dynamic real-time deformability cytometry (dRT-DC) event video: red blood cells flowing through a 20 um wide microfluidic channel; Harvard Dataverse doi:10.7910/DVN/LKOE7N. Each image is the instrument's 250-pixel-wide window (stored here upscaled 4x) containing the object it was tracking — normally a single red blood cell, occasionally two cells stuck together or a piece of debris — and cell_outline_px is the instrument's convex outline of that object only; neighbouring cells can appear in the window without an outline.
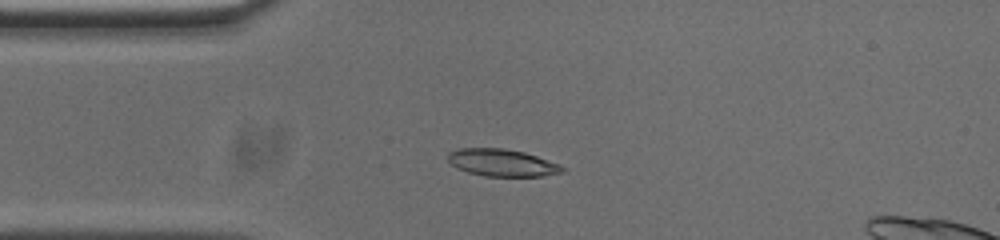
{"species": "common noctule bat (a hibernating species)", "species_latin": "Nyctalus noctula", "temperature_condition": "cold", "stored_images_in_passage": 29, "camera_frame_rate_fps": 3000, "um_per_image_px": 0.085, "animal": {"sex": "male", "body_mass_g": 20.0, "forearm_length_mm": 53.3}, "frame": {"image": 1, "passage_image": 2, "time_ms": 0.333, "image_size_px": [1000, 240], "cell_outline_px": [[564, 172], [540, 176], [484, 176], [468, 172], [456, 168], [448, 160], [448, 152], [460, 148], [504, 148], [524, 152], [560, 164], [564, 168]], "centroid_in_image_um": [42.66, 13.83], "position_along_channel_um": 42.3, "area_um2": 18.09}}
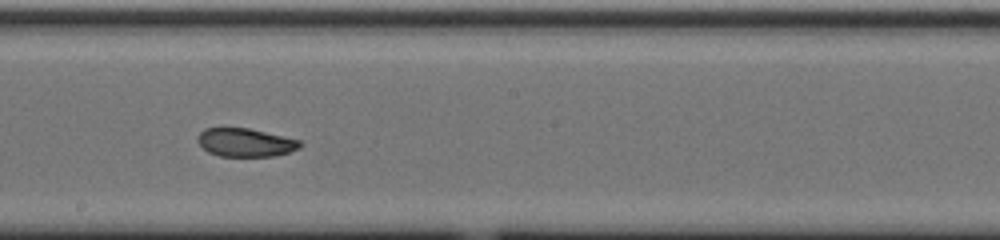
{"frame": {"image": 2, "passage_image": 18, "time_ms": 5.667, "image_size_px": [1000, 240], "cell_outline_px": [[304, 144], [300, 148], [288, 152], [272, 156], [220, 156], [208, 152], [196, 140], [196, 136], [204, 128], [248, 128], [300, 140]], "centroid_in_image_um": [20.85, 12.11], "position_along_channel_um": 227.4, "area_um2": 16.88}}
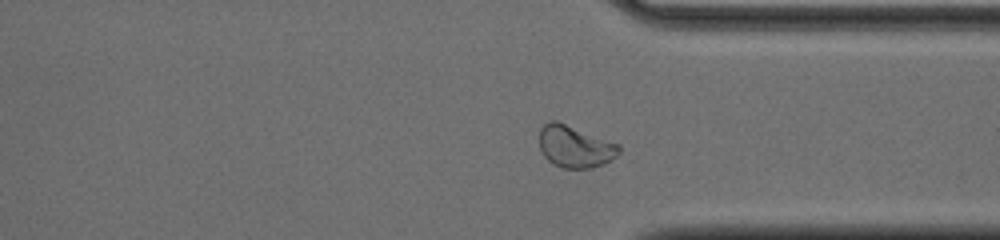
{"frame": {"image": 3, "passage_image": 29, "time_ms": 9.333, "image_size_px": [1000, 240], "cell_outline_px": [[620, 152], [616, 156], [604, 164], [588, 168], [564, 168], [552, 164], [544, 156], [540, 148], [540, 128], [548, 120], [556, 120], [620, 144]], "centroid_in_image_um": [48.87, 12.45], "position_along_channel_um": 362.5, "area_um2": 19.54}, "authors_computed_cell_mechanics": {"area_um2": 17.4556, "velocity_mm_per_s": 3.7226, "shape_relaxation_time_tau1_ms": null, "shape_relaxation_time_tau2_ms": 1.9772, "deformation_change_tau1": null, "deformation_change_tau2": 0.0635}}